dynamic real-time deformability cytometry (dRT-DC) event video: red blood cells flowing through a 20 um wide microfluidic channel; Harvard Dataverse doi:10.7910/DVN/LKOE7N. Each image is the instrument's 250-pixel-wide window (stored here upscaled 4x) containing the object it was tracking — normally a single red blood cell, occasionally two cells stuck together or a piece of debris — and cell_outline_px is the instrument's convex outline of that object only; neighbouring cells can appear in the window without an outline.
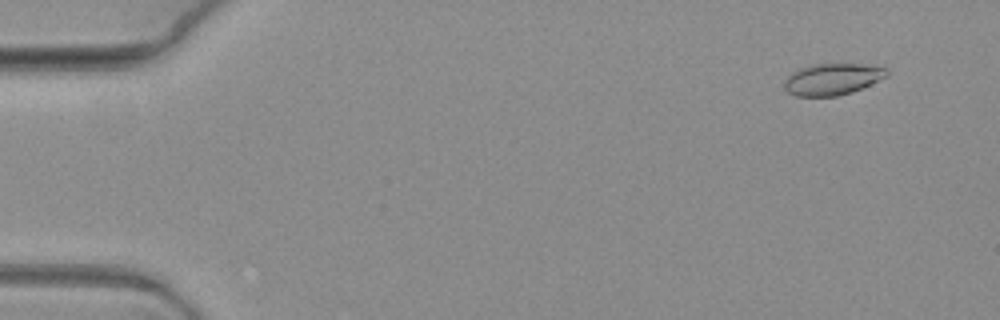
{"species": "common noctule bat (a hibernating species)", "species_latin": "Nyctalus noctula", "temperature_condition": "warm", "stored_images_in_passage": 3, "camera_frame_rate_fps": 3000, "um_per_image_px": 0.085, "animal": {"sex": "female", "body_mass_g": 19.3, "forearm_length_mm": 54.1}, "frame": {"image": 1, "passage_image": 2, "time_ms": 0.333, "image_size_px": [1000, 320], "cell_outline_px": [[888, 76], [852, 92], [836, 96], [796, 96], [788, 92], [784, 88], [784, 80], [792, 72], [808, 64], [860, 64], [888, 68]], "centroid_in_image_um": [70.73, 6.72], "position_along_channel_um": 14.3, "area_um2": 18.84}}